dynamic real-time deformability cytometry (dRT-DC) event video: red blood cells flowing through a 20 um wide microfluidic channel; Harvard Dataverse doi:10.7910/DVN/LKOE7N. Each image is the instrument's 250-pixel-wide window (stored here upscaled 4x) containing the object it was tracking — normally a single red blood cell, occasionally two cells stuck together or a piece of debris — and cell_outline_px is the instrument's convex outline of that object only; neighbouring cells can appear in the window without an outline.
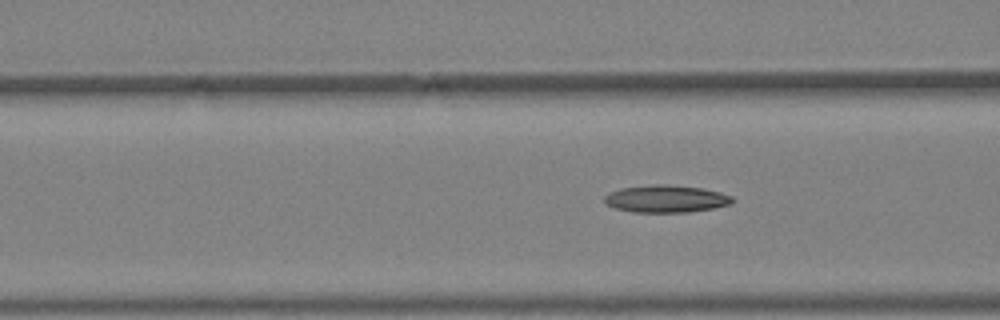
{"species": "Egyptian fruit bat (a non-hibernating species)", "species_latin": "Rousettus aegyptiacus", "temperature_condition": "warm", "stored_images_in_passage": 4, "camera_frame_rate_fps": 3000, "um_per_image_px": 0.085, "animal": {"sex": "female"}, "frame": {"image": 1, "passage_image": 4, "time_ms": 1.0, "image_size_px": [1000, 320], "cell_outline_px": [[736, 200], [732, 204], [712, 208], [688, 212], [632, 212], [616, 208], [608, 204], [604, 200], [604, 196], [620, 188], [652, 184], [668, 184], [704, 188], [720, 192], [732, 196]], "centroid_in_image_um": [56.66, 16.89], "position_along_channel_um": 109.9, "area_um2": 20.46}}